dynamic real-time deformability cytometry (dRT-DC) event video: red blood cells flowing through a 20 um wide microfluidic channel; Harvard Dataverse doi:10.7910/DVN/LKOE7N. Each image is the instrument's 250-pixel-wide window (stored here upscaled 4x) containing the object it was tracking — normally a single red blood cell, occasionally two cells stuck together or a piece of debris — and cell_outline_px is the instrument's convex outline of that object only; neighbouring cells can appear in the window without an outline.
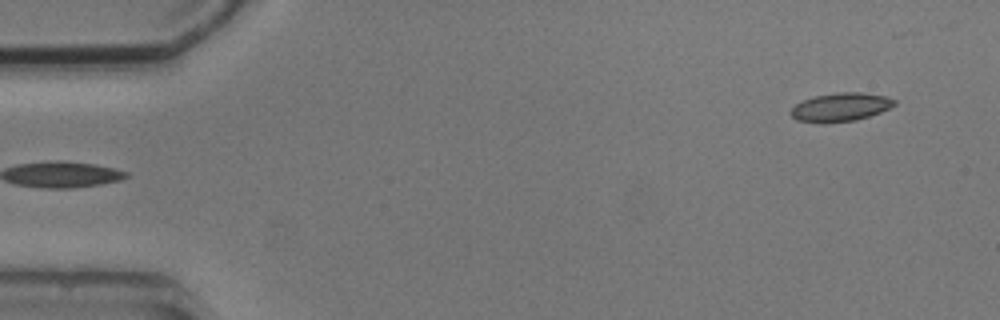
{"species": "common noctule bat (a hibernating species)", "species_latin": "Nyctalus noctula", "temperature_condition": "cold", "stored_images_in_passage": 5, "segment_of_instrument_passage": [2, 2], "camera_frame_rate_fps": 3000, "um_per_image_px": 0.085, "animal": {"sex": "male", "body_mass_g": 20.5, "forearm_length_mm": 52.5}, "frame": {"image": 1, "passage_image": 5, "time_ms": 5.667, "image_size_px": [1000, 320], "cell_outline_px": [[896, 104], [880, 112], [856, 120], [796, 120], [788, 112], [796, 104], [804, 100], [816, 96], [840, 92], [860, 92], [884, 96], [896, 100]], "centroid_in_image_um": [71.48, 9.06], "position_along_channel_um": 13.5, "area_um2": 16.3}}